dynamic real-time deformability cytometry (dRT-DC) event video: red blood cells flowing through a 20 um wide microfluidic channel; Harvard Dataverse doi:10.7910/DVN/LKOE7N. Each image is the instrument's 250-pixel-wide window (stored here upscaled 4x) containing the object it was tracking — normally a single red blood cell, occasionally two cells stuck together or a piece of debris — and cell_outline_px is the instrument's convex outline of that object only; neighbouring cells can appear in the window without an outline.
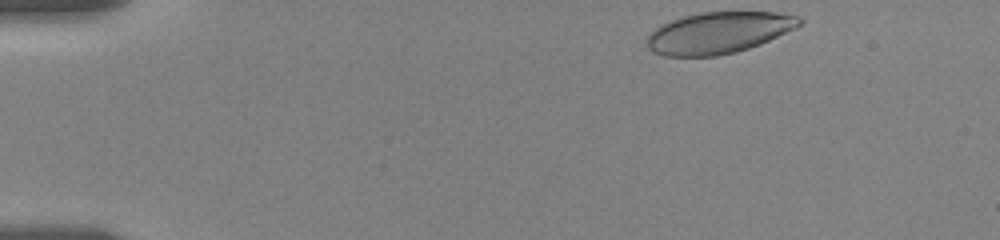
{"species": "human", "species_latin": "Homo sapiens", "temperature_condition": "room temperature", "stored_images_in_passage": 46, "camera_frame_rate_fps": 3000, "um_per_image_px": 0.085, "donor": {"sex": "female"}, "frame": {"image": 1, "passage_image": 1, "time_ms": 0.0, "image_size_px": [1000, 240], "cell_outline_px": [[804, 20], [796, 28], [760, 44], [736, 52], [716, 56], [664, 56], [652, 52], [648, 48], [648, 32], [660, 24], [684, 16], [700, 12], [776, 12], [800, 16]], "centroid_in_image_um": [61.07, 2.78], "position_along_channel_um": 23.9, "area_um2": 36.99}}
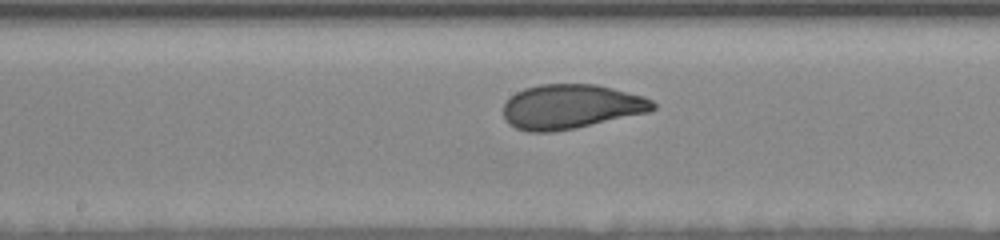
{"frame": {"image": 2, "passage_image": 24, "time_ms": 7.667, "image_size_px": [1000, 240], "cell_outline_px": [[656, 108], [648, 112], [576, 128], [552, 132], [528, 132], [516, 128], [508, 124], [504, 120], [504, 104], [516, 92], [524, 88], [540, 84], [596, 84], [644, 96], [652, 100], [656, 104]], "centroid_in_image_um": [48.52, 9.07], "position_along_channel_um": 199.7, "area_um2": 38.84}}
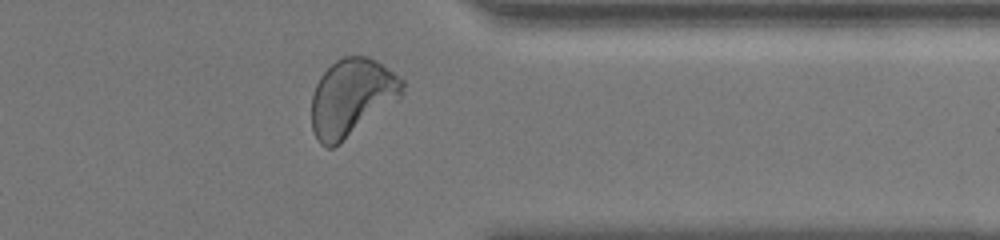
{"frame": {"image": 3, "passage_image": 40, "time_ms": 13.0, "image_size_px": [1000, 240], "cell_outline_px": [[404, 92], [400, 96], [340, 144], [332, 148], [328, 148], [320, 144], [316, 140], [312, 132], [312, 96], [316, 84], [320, 76], [336, 60], [344, 56], [368, 56], [376, 60], [404, 80]], "centroid_in_image_um": [29.86, 8.28], "position_along_channel_um": 381.5, "area_um2": 40.58}, "authors_computed_cell_mechanics": {"area_um2": 38.9861, "velocity_mm_per_s": 3.4858, "shape_relaxation_time_tau1_ms": 4.5142, "shape_relaxation_time_tau2_ms": null, "deformation_change_tau1": 0.144, "deformation_change_tau2": null}}